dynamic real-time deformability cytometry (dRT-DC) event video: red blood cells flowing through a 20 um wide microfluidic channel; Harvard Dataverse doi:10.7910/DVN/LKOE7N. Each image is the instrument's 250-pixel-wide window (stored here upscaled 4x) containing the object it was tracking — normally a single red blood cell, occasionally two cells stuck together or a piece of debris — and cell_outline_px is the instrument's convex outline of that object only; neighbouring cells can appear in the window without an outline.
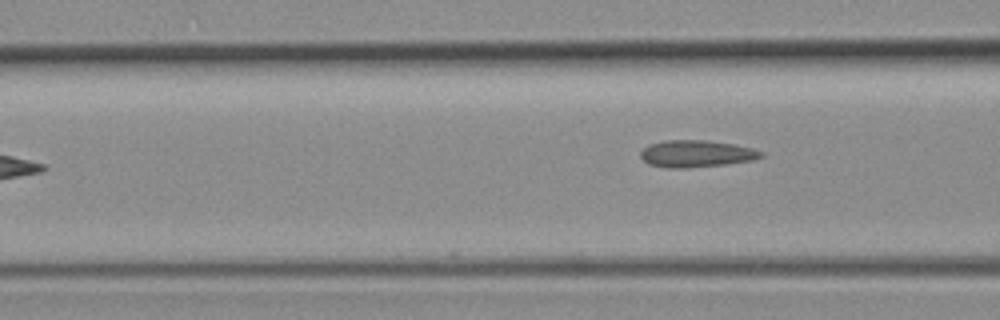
{"species": "common noctule bat (a hibernating species)", "species_latin": "Nyctalus noctula", "temperature_condition": "room temperature", "stored_images_in_passage": 6, "camera_frame_rate_fps": 3000, "um_per_image_px": 0.085, "animal": {"sex": "female", "body_mass_g": 19.3, "forearm_length_mm": 54.1}, "frame": {"image": 1, "passage_image": 6, "time_ms": 1.667, "image_size_px": [1000, 320], "cell_outline_px": [[764, 156], [752, 160], [724, 164], [688, 168], [664, 168], [648, 164], [640, 156], [640, 152], [648, 144], [664, 140], [708, 140], [736, 144], [752, 148], [764, 152]], "centroid_in_image_um": [59.17, 13.06], "position_along_channel_um": 107.4, "area_um2": 19.13}}